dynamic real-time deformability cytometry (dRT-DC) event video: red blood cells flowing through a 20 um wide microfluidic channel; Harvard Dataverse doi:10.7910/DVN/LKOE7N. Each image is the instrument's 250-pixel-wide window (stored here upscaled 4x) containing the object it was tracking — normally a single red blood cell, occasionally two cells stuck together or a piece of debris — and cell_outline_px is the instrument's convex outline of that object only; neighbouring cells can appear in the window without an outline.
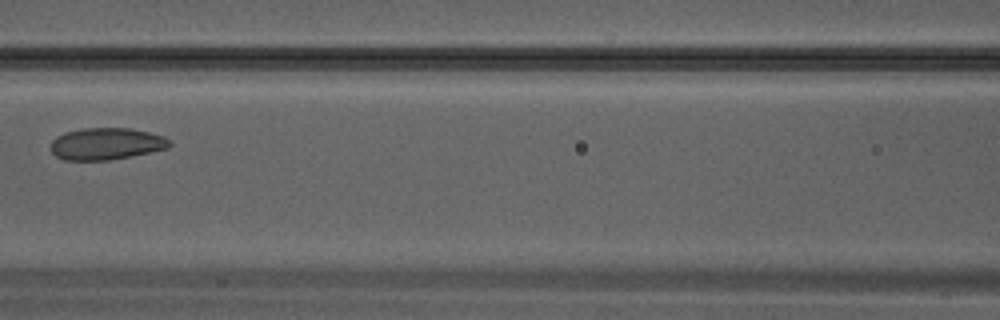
{"species": "Egyptian fruit bat (a non-hibernating species)", "species_latin": "Rousettus aegyptiacus", "temperature_condition": "warm", "stored_images_in_passage": 4, "camera_frame_rate_fps": 3000, "um_per_image_px": 0.085, "animal": {"sex": "male"}, "frame": {"image": 1, "passage_image": 3, "time_ms": 0.667, "image_size_px": [1000, 320], "cell_outline_px": [[172, 144], [168, 148], [108, 160], [64, 160], [56, 156], [52, 152], [52, 140], [56, 136], [64, 132], [84, 128], [132, 128], [164, 136]], "centroid_in_image_um": [9.01, 12.21], "position_along_channel_um": 157.6, "area_um2": 21.91}}